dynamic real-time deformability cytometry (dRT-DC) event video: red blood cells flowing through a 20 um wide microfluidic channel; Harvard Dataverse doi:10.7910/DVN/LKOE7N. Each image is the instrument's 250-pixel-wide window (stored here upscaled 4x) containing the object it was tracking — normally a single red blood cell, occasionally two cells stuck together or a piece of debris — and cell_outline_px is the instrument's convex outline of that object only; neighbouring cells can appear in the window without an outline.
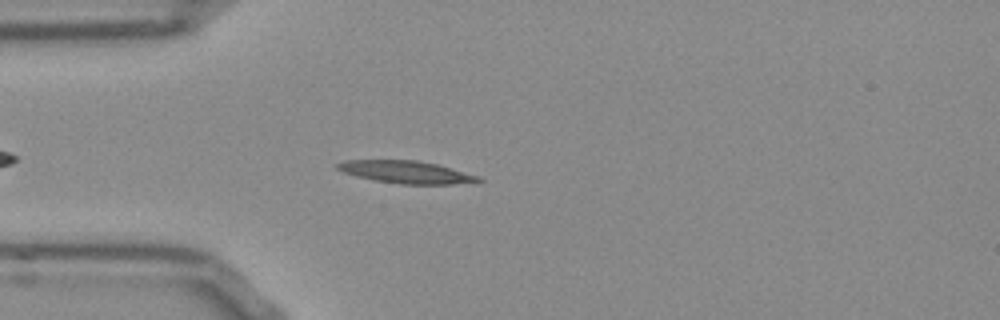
{"species": "Egyptian fruit bat (a non-hibernating species)", "species_latin": "Rousettus aegyptiacus", "temperature_condition": "room temperature", "stored_images_in_passage": 46, "camera_frame_rate_fps": 3000, "um_per_image_px": 0.085, "frame": {"image": 1, "passage_image": 7, "time_ms": 2.0, "image_size_px": [1000, 320], "cell_outline_px": [[484, 180], [452, 184], [400, 184], [376, 180], [356, 176], [344, 172], [336, 168], [336, 164], [344, 160], [416, 160], [436, 164], [480, 176]], "centroid_in_image_um": [34.51, 14.62], "position_along_channel_um": 50.5, "area_um2": 18.21}}
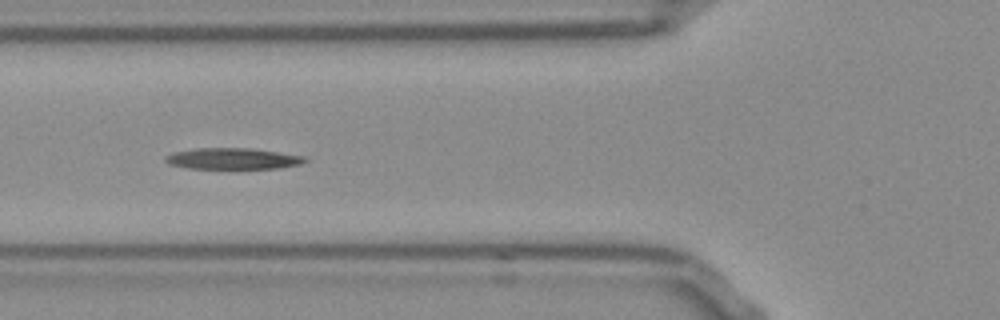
{"frame": {"image": 2, "passage_image": 12, "time_ms": 3.667, "image_size_px": [1000, 320], "cell_outline_px": [[308, 160], [300, 164], [280, 168], [188, 168], [168, 164], [164, 160], [164, 156], [176, 152], [196, 148], [248, 148], [304, 156]], "centroid_in_image_um": [19.76, 13.48], "position_along_channel_um": 106.0, "area_um2": 16.99}}
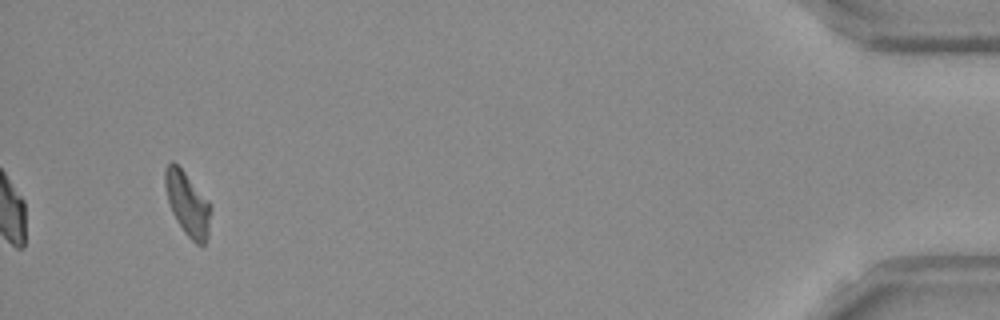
{"frame": {"image": 3, "passage_image": 43, "time_ms": 14.0, "image_size_px": [1000, 320], "cell_outline_px": [[212, 208], [208, 236], [204, 244], [196, 244], [184, 232], [176, 220], [172, 212], [168, 200], [164, 184], [164, 168], [172, 160], [184, 172]], "centroid_in_image_um": [15.92, 17.34], "position_along_channel_um": 419.3, "area_um2": 16.59}, "authors_computed_cell_mechanics": {"area_um2": 17.34, "velocity_mm_per_s": 3.8058, "shape_relaxation_time_tau1_ms": 7.0049, "shape_relaxation_time_tau2_ms": null, "deformation_change_tau1": 0.1958, "deformation_change_tau2": null}}